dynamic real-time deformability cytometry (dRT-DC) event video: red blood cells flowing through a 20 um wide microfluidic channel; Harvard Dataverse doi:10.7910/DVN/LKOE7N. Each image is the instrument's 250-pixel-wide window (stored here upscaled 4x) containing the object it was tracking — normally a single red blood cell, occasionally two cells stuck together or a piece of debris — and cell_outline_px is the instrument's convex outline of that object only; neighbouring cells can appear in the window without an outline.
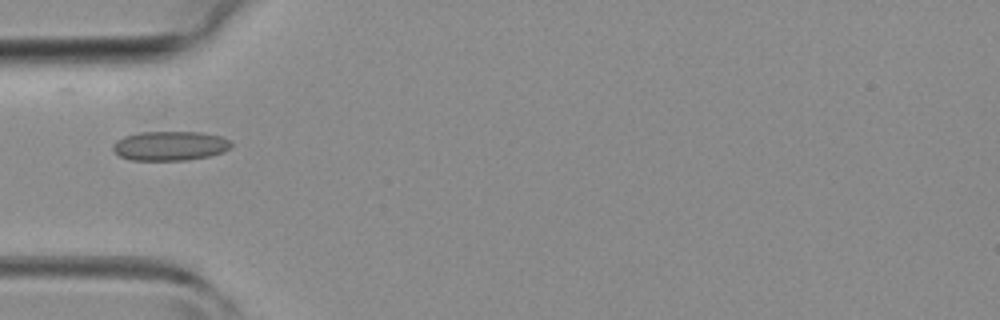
{"species": "common noctule bat (a hibernating species)", "species_latin": "Nyctalus noctula", "temperature_condition": "room temperature", "stored_images_in_passage": 32, "camera_frame_rate_fps": 3000, "um_per_image_px": 0.085, "animal": {"sex": "female", "body_mass_g": 19.3, "forearm_length_mm": 54.1}, "frame": {"image": 1, "passage_image": 1, "time_ms": 0.0, "image_size_px": [1000, 320], "cell_outline_px": [[232, 144], [224, 152], [208, 156], [188, 160], [132, 160], [120, 156], [112, 148], [112, 144], [116, 140], [124, 136], [140, 132], [200, 132], [220, 136], [228, 140]], "centroid_in_image_um": [14.42, 12.39], "position_along_channel_um": 70.6, "area_um2": 20.17}}
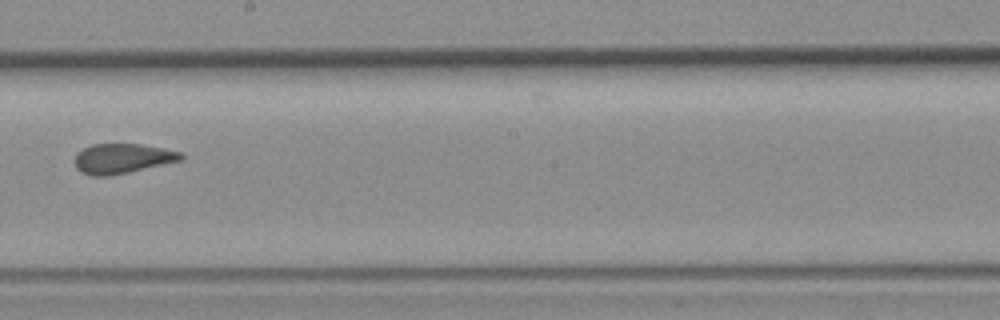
{"frame": {"image": 2, "passage_image": 12, "time_ms": 3.667, "image_size_px": [1000, 320], "cell_outline_px": [[184, 156], [180, 160], [128, 172], [108, 176], [92, 176], [80, 172], [76, 168], [76, 152], [92, 144], [140, 144], [180, 152]], "centroid_in_image_um": [10.34, 13.47], "position_along_channel_um": 237.9, "area_um2": 18.15}}
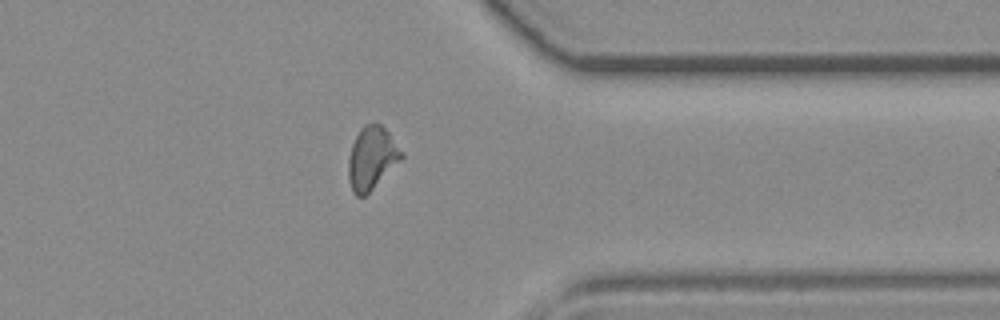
{"frame": {"image": 3, "passage_image": 22, "time_ms": 7.0, "image_size_px": [1000, 320], "cell_outline_px": [[404, 156], [364, 196], [356, 196], [352, 192], [348, 176], [348, 160], [352, 144], [360, 128], [368, 124], [380, 124], [388, 132], [404, 152]], "centroid_in_image_um": [31.58, 13.42], "position_along_channel_um": 379.8, "area_um2": 19.02}}